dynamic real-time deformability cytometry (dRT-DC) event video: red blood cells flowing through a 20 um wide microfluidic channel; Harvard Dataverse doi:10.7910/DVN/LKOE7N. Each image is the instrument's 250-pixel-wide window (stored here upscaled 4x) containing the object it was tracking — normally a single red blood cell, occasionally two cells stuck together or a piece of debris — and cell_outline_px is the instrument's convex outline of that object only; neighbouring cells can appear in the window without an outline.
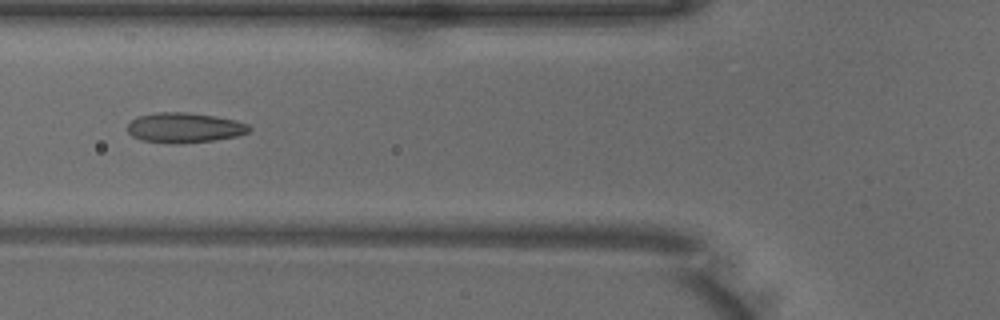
{"species": "common noctule bat (a hibernating species)", "species_latin": "Nyctalus noctula", "temperature_condition": "warm", "stored_images_in_passage": 38, "camera_frame_rate_fps": 3000, "um_per_image_px": 0.085, "animal": {"sex": "male", "body_mass_g": 18.8}, "frame": {"image": 1, "passage_image": 6, "time_ms": 1.667, "image_size_px": [1000, 320], "cell_outline_px": [[252, 128], [248, 132], [236, 136], [212, 140], [180, 144], [172, 144], [140, 140], [132, 136], [128, 132], [128, 124], [136, 116], [156, 112], [188, 112], [216, 116], [236, 120], [248, 124]], "centroid_in_image_um": [15.66, 10.85], "position_along_channel_um": 110.1, "area_um2": 21.5}}
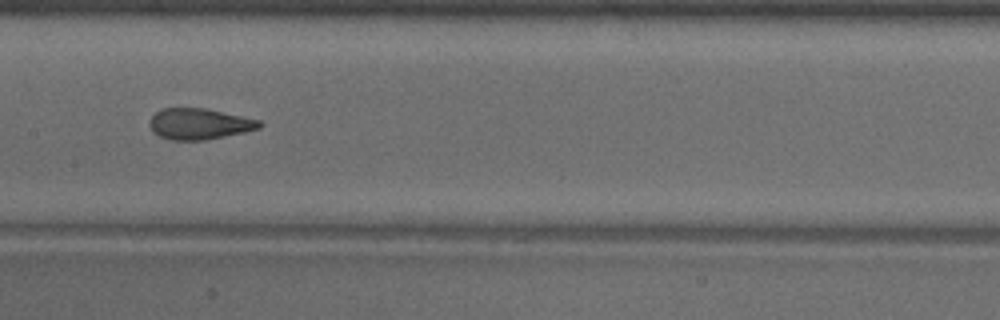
{"frame": {"image": 2, "passage_image": 12, "time_ms": 3.667, "image_size_px": [1000, 320], "cell_outline_px": [[264, 124], [260, 128], [244, 132], [204, 140], [172, 140], [160, 136], [148, 124], [148, 120], [160, 108], [208, 108], [260, 120]], "centroid_in_image_um": [16.96, 10.51], "position_along_channel_um": 190.4, "area_um2": 19.88}, "authors_computed_cell_mechanics": {"area_um2": 20.4034, "velocity_mm_per_s": 3.9891, "shape_relaxation_time_tau1_ms": 6.4824, "shape_relaxation_time_tau2_ms": 1.1239, "deformation_change_tau1": 0.2077, "deformation_change_tau2": 0.0937}}